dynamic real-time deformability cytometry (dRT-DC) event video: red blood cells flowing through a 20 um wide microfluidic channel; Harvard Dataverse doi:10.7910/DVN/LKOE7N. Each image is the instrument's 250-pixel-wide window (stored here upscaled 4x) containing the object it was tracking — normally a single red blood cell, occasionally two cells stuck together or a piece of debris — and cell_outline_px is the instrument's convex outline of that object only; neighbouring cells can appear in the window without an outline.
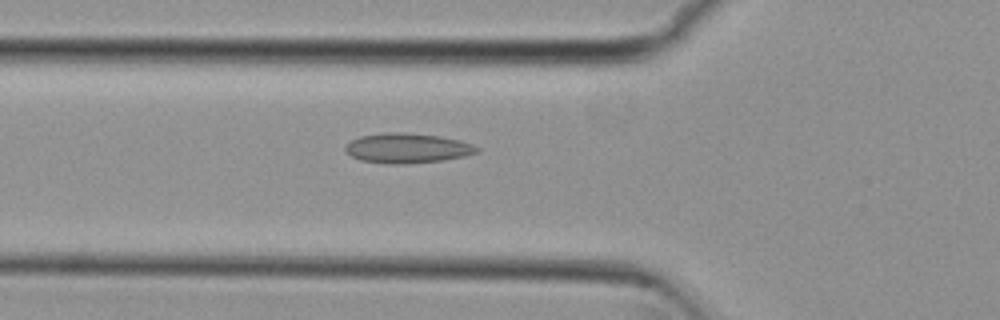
{"species": "common noctule bat (a hibernating species)", "species_latin": "Nyctalus noctula", "temperature_condition": "cold", "stored_images_in_passage": 34, "camera_frame_rate_fps": 3000, "um_per_image_px": 0.085, "animal": {"sex": "female", "body_mass_g": 29.2, "forearm_length_mm": 56.3}, "frame": {"image": 1, "passage_image": 5, "time_ms": 1.333, "image_size_px": [1000, 320], "cell_outline_px": [[480, 152], [464, 156], [444, 160], [404, 164], [388, 164], [360, 160], [352, 156], [344, 148], [352, 140], [360, 136], [388, 132], [404, 132], [440, 136], [460, 140], [472, 144], [480, 148]], "centroid_in_image_um": [34.66, 12.59], "position_along_channel_um": 91.1, "area_um2": 22.89}}
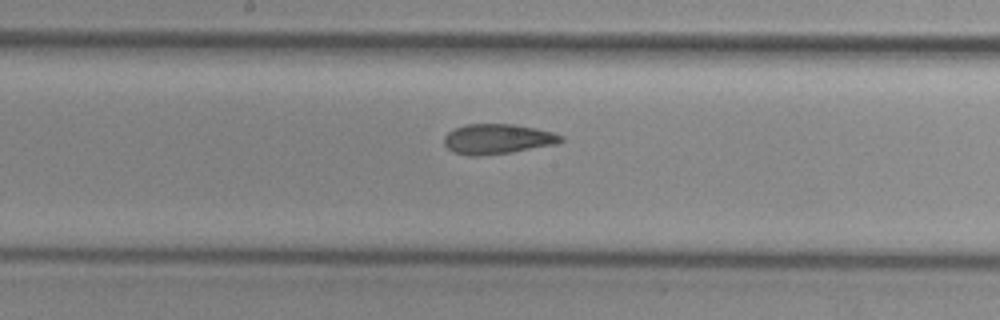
{"frame": {"image": 2, "passage_image": 14, "time_ms": 4.333, "image_size_px": [1000, 320], "cell_outline_px": [[564, 140], [556, 144], [512, 152], [480, 156], [468, 156], [452, 152], [444, 144], [444, 136], [448, 132], [464, 124], [516, 124], [536, 128], [552, 132], [564, 136]], "centroid_in_image_um": [42.28, 11.82], "position_along_channel_um": 205.9, "area_um2": 20.63}}
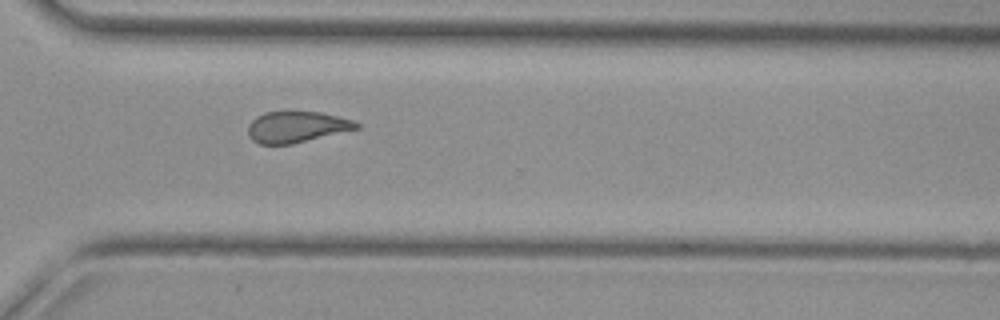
{"frame": {"image": 3, "passage_image": 25, "time_ms": 8.0, "image_size_px": [1000, 320], "cell_outline_px": [[360, 128], [292, 144], [260, 144], [252, 140], [248, 136], [248, 124], [256, 116], [264, 112], [320, 112], [352, 120], [360, 124]], "centroid_in_image_um": [25.18, 10.79], "position_along_channel_um": 345.4, "area_um2": 19.59}, "authors_computed_cell_mechanics": {"area_um2": 20.6346, "velocity_mm_per_s": 3.8056, "shape_relaxation_time_tau1_ms": null, "shape_relaxation_time_tau2_ms": 2.8572, "deformation_change_tau1": null, "deformation_change_tau2": 0.0896}}